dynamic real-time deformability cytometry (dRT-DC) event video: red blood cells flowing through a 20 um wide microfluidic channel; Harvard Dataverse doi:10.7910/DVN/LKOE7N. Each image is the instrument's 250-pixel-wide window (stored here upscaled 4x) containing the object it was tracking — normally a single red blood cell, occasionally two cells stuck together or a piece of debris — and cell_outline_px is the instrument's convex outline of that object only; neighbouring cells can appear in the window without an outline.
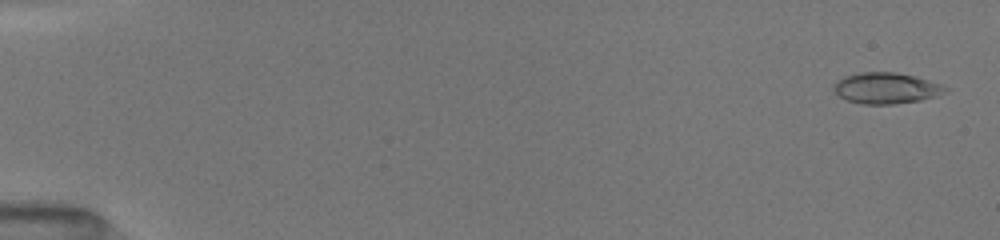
{"species": "common noctule bat (a hibernating species)", "species_latin": "Nyctalus noctula", "temperature_condition": "room temperature", "stored_images_in_passage": 13, "camera_frame_rate_fps": 3000, "um_per_image_px": 0.085, "animal": {"sex": "female", "body_mass_g": 19.5, "forearm_length_mm": 54.1}, "frame": {"image": 1, "passage_image": 2, "time_ms": 0.333, "image_size_px": [1000, 240], "cell_outline_px": [[948, 88], [936, 96], [920, 100], [892, 104], [860, 104], [848, 100], [840, 96], [832, 88], [836, 80], [844, 76], [860, 72], [896, 72], [916, 76], [940, 84]], "centroid_in_image_um": [75.28, 7.48], "position_along_channel_um": 9.7, "area_um2": 20.06}}
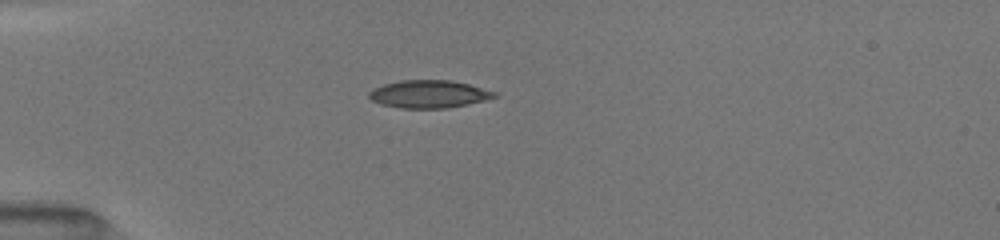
{"frame": {"image": 2, "passage_image": 11, "time_ms": 4.667, "image_size_px": [1000, 240], "cell_outline_px": [[496, 96], [484, 100], [468, 104], [444, 108], [400, 108], [380, 104], [372, 100], [368, 96], [368, 92], [372, 88], [384, 84], [400, 80], [452, 80], [468, 84], [496, 92]], "centroid_in_image_um": [36.4, 7.99], "position_along_channel_um": 48.6, "area_um2": 20.17}}
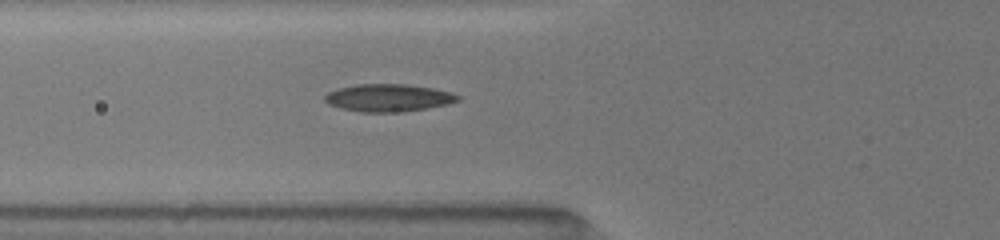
{"frame": {"image": 3, "passage_image": 13, "time_ms": 6.333, "image_size_px": [1000, 240], "cell_outline_px": [[460, 100], [448, 104], [428, 108], [404, 112], [360, 112], [340, 108], [328, 104], [324, 100], [324, 96], [328, 92], [340, 88], [356, 84], [408, 84], [432, 88], [452, 92], [460, 96]], "centroid_in_image_um": [33.03, 8.32], "position_along_channel_um": 92.8, "area_um2": 21.5}}